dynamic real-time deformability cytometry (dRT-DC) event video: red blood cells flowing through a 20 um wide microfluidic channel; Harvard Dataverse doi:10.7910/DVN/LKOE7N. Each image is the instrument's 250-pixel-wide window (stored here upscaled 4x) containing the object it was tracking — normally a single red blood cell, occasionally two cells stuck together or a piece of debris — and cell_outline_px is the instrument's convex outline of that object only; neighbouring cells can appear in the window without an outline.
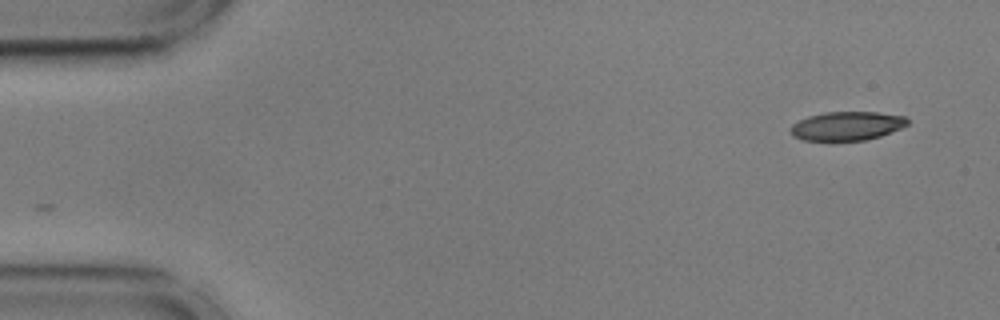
{"species": "common noctule bat (a hibernating species)", "species_latin": "Nyctalus noctula", "temperature_condition": "cold", "stored_images_in_passage": 53, "camera_frame_rate_fps": 3000, "um_per_image_px": 0.085, "animal": {"sex": "male", "body_mass_g": 17.9, "forearm_length_mm": 54.2}, "frame": {"image": 1, "passage_image": 1, "time_ms": 0.0, "image_size_px": [1000, 320], "cell_outline_px": [[908, 124], [900, 128], [880, 136], [864, 140], [832, 144], [804, 140], [792, 136], [792, 124], [808, 116], [824, 112], [880, 112], [904, 116], [908, 120]], "centroid_in_image_um": [71.95, 10.75], "position_along_channel_um": 13.1, "area_um2": 20.29}}
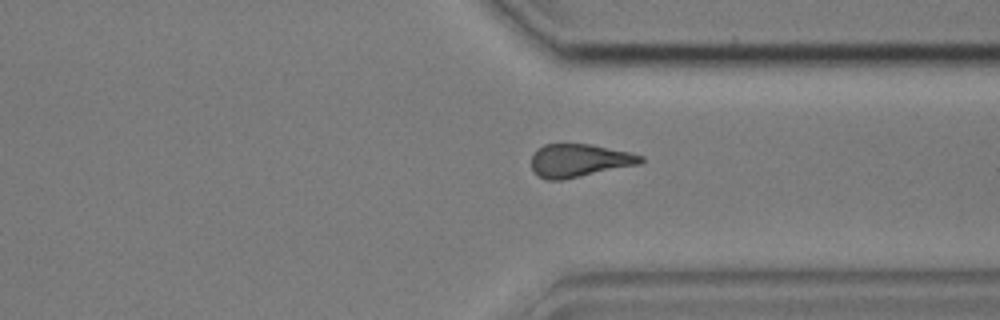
{"frame": {"image": 2, "passage_image": 39, "time_ms": 12.667, "image_size_px": [1000, 320], "cell_outline_px": [[644, 160], [640, 164], [564, 180], [544, 180], [536, 176], [532, 168], [532, 156], [536, 148], [544, 144], [592, 144], [628, 152], [644, 156]], "centroid_in_image_um": [49.21, 13.65], "position_along_channel_um": 362.2, "area_um2": 21.33}}
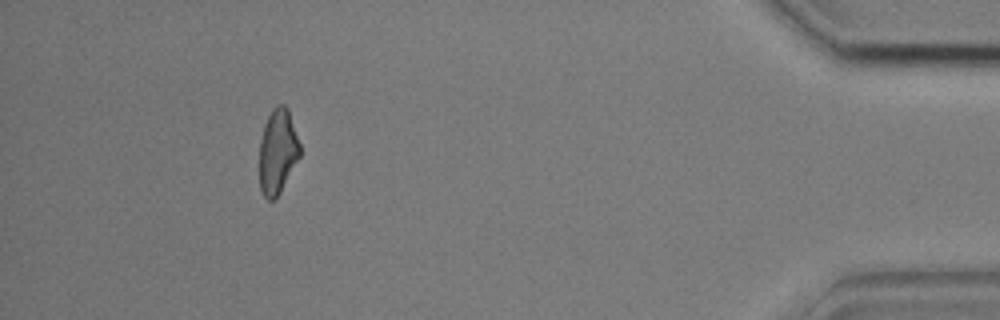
{"frame": {"image": 3, "passage_image": 48, "time_ms": 15.667, "image_size_px": [1000, 320], "cell_outline_px": [[300, 156], [276, 200], [268, 200], [264, 196], [260, 188], [260, 140], [264, 124], [272, 108], [276, 104], [284, 104], [288, 108], [300, 144]], "centroid_in_image_um": [23.6, 12.87], "position_along_channel_um": 411.6, "area_um2": 20.11}}